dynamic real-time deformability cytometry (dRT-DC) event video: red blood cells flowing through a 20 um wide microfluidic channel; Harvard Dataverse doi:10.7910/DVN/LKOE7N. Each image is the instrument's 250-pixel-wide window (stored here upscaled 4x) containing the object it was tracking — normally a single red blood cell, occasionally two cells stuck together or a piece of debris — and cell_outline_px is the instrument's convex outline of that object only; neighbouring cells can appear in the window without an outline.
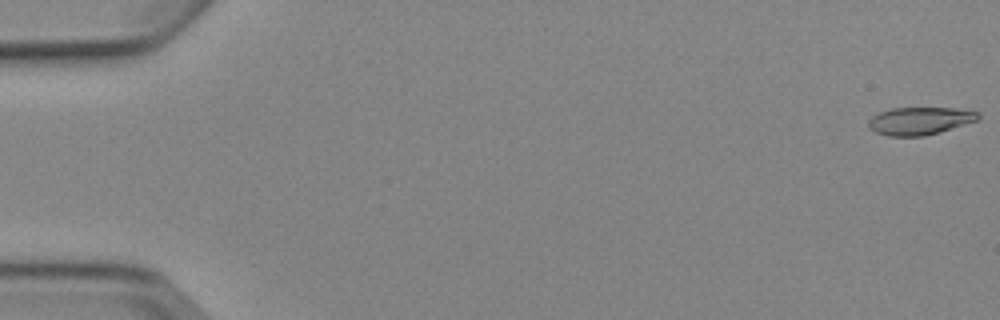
{"species": "Egyptian fruit bat (a non-hibernating species)", "species_latin": "Rousettus aegyptiacus", "temperature_condition": "cold", "stored_images_in_passage": 7, "camera_frame_rate_fps": 3000, "um_per_image_px": 0.085, "animal": {"sex": "female"}, "frame": {"image": 1, "passage_image": 1, "time_ms": 0.0, "image_size_px": [1000, 320], "cell_outline_px": [[980, 116], [976, 120], [940, 132], [924, 136], [888, 136], [876, 132], [868, 128], [868, 120], [872, 116], [880, 112], [892, 108], [956, 108], [980, 112]], "centroid_in_image_um": [78.16, 10.27], "position_along_channel_um": 6.8, "area_um2": 17.63}}
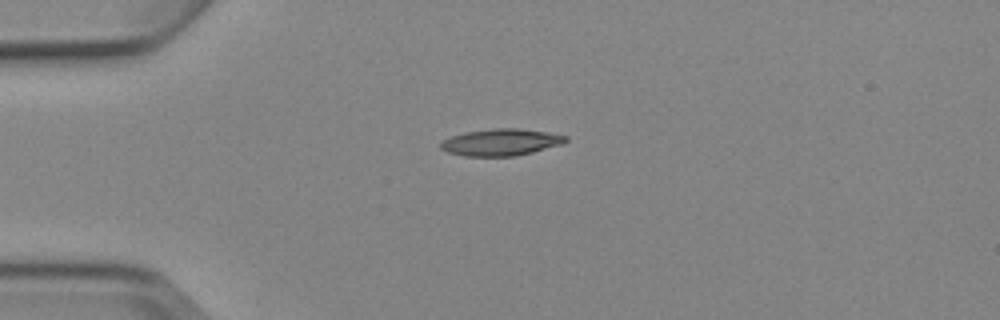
{"frame": {"image": 2, "passage_image": 5, "time_ms": 4.333, "image_size_px": [1000, 320], "cell_outline_px": [[568, 140], [560, 144], [532, 152], [516, 156], [464, 156], [448, 152], [440, 148], [440, 144], [444, 140], [452, 136], [464, 132], [496, 128], [520, 128], [548, 132], [568, 136]], "centroid_in_image_um": [42.58, 12.08], "position_along_channel_um": 42.4, "area_um2": 19.42}}
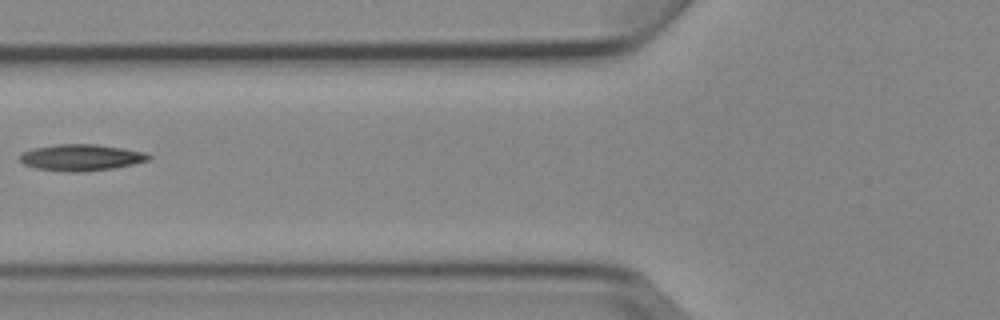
{"frame": {"image": 3, "passage_image": 7, "time_ms": 7.0, "image_size_px": [1000, 320], "cell_outline_px": [[152, 156], [148, 160], [132, 164], [112, 168], [80, 172], [64, 172], [36, 168], [24, 164], [20, 160], [20, 156], [24, 152], [32, 148], [56, 144], [96, 144], [144, 152]], "centroid_in_image_um": [6.86, 13.39], "position_along_channel_um": 118.9, "area_um2": 19.65}}